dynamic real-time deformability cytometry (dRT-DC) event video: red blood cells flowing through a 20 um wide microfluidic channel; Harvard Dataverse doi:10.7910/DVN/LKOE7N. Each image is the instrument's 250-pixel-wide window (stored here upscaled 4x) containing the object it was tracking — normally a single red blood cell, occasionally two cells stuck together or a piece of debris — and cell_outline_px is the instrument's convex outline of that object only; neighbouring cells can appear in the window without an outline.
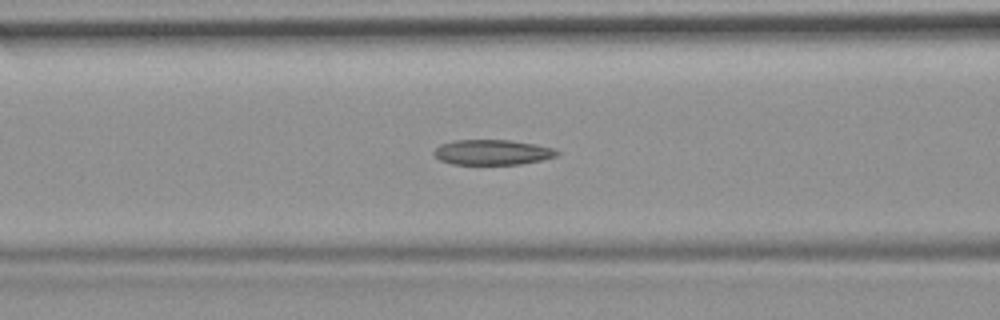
{"species": "common noctule bat (a hibernating species)", "species_latin": "Nyctalus noctula", "temperature_condition": "room temperature", "stored_images_in_passage": 40, "camera_frame_rate_fps": 3000, "um_per_image_px": 0.085, "animal": {"sex": "female", "body_mass_g": 19.9}, "frame": {"image": 1, "passage_image": 7, "time_ms": 2.0, "image_size_px": [1000, 320], "cell_outline_px": [[560, 152], [556, 156], [540, 160], [520, 164], [452, 164], [440, 160], [432, 152], [440, 144], [456, 140], [508, 140], [536, 144], [552, 148]], "centroid_in_image_um": [41.83, 12.94], "position_along_channel_um": 124.8, "area_um2": 17.92}, "authors_computed_cell_mechanics": {"area_um2": 18.4382, "velocity_mm_per_s": 3.7553, "shape_relaxation_time_tau1_ms": null, "shape_relaxation_time_tau2_ms": 6.8452, "deformation_change_tau1": null, "deformation_change_tau2": 0.1625}}